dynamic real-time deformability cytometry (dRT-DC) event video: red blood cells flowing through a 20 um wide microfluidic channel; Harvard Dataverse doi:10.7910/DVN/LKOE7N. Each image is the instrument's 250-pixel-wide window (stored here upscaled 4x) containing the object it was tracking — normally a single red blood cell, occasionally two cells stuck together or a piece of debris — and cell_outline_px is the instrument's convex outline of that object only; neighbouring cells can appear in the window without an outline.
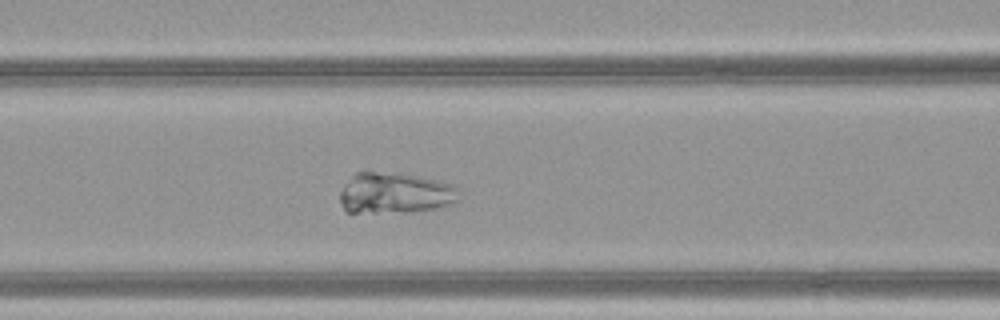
{"species": "common noctule bat (a hibernating species)", "species_latin": "Nyctalus noctula", "temperature_condition": "warm", "stored_images_in_passage": 44, "camera_frame_rate_fps": 3000, "um_per_image_px": 0.085, "animal": {"sex": "female", "body_mass_g": 21.9}, "frame": {"image": 1, "passage_image": 16, "time_ms": 5.0, "image_size_px": [1000, 320], "cell_outline_px": [[456, 200], [448, 204], [436, 208], [376, 212], [348, 212], [344, 208], [340, 200], [340, 192], [352, 176], [356, 172], [368, 168], [416, 176], [452, 184], [456, 188]], "centroid_in_image_um": [33.47, 16.35], "position_along_channel_um": 133.1, "area_um2": 27.86}}
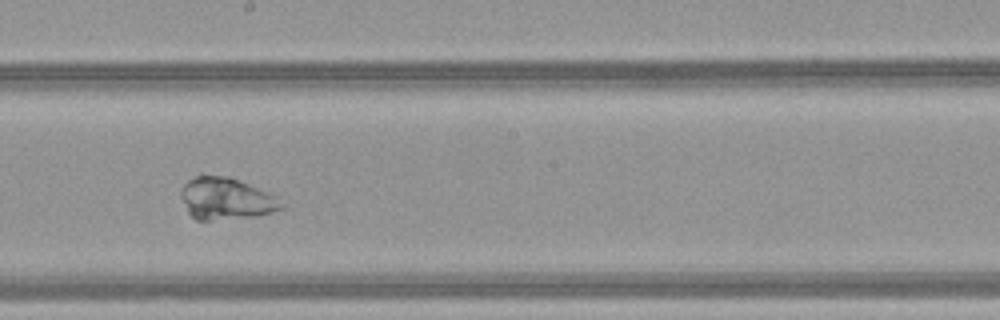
{"frame": {"image": 2, "passage_image": 23, "time_ms": 7.333, "image_size_px": [1000, 320], "cell_outline_px": [[288, 204], [284, 208], [272, 212], [256, 216], [208, 220], [196, 220], [188, 212], [180, 196], [180, 188], [188, 180], [200, 172], [204, 172], [228, 176], [240, 180], [268, 192], [276, 196]], "centroid_in_image_um": [19.21, 16.84], "position_along_channel_um": 229.0, "area_um2": 25.2}}
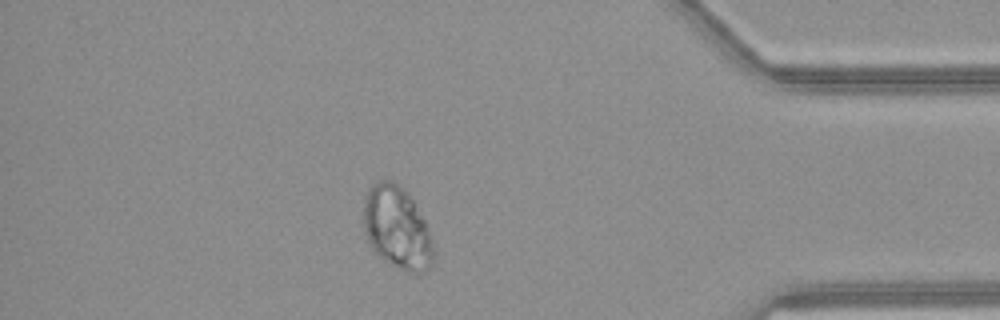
{"frame": {"image": 3, "passage_image": 38, "time_ms": 12.333, "image_size_px": [1000, 320], "cell_outline_px": [[436, 252], [432, 268], [424, 272], [408, 272], [384, 260], [372, 248], [364, 232], [364, 200], [368, 188], [372, 184], [380, 180], [392, 180], [404, 188], [408, 192], [416, 204], [424, 220]], "centroid_in_image_um": [33.77, 19.35], "position_along_channel_um": 401.4, "area_um2": 33.87}}